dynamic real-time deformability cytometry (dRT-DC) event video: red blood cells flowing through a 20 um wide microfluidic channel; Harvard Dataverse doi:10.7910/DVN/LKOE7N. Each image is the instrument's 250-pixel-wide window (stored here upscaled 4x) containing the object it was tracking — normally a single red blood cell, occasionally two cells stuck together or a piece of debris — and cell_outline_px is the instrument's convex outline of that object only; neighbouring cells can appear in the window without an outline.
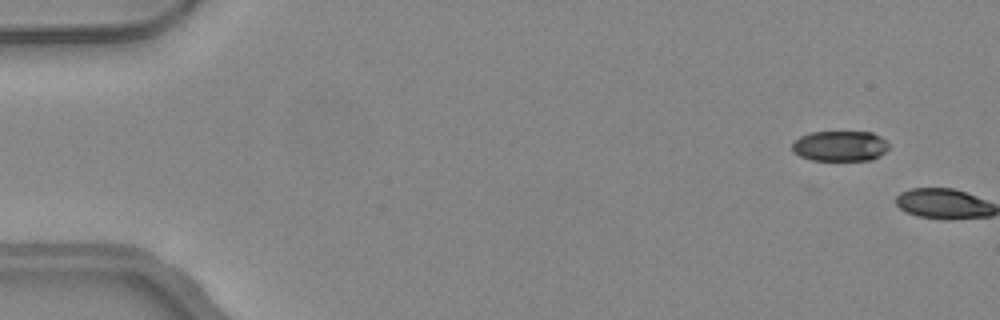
{"species": "common noctule bat (a hibernating species)", "species_latin": "Nyctalus noctula", "temperature_condition": "warm", "stored_images_in_passage": 5, "camera_frame_rate_fps": 3000, "um_per_image_px": 0.085, "animal": {"sex": "female", "body_mass_g": 24.6, "forearm_length_mm": 56.2}, "frame": {"image": 1, "passage_image": 4, "time_ms": 1.0, "image_size_px": [1000, 320], "cell_outline_px": [[888, 148], [880, 156], [872, 160], [812, 160], [800, 156], [792, 152], [792, 144], [800, 136], [812, 132], [872, 132], [880, 136], [888, 144]], "centroid_in_image_um": [71.39, 12.41], "position_along_channel_um": 13.6, "area_um2": 17.11}}